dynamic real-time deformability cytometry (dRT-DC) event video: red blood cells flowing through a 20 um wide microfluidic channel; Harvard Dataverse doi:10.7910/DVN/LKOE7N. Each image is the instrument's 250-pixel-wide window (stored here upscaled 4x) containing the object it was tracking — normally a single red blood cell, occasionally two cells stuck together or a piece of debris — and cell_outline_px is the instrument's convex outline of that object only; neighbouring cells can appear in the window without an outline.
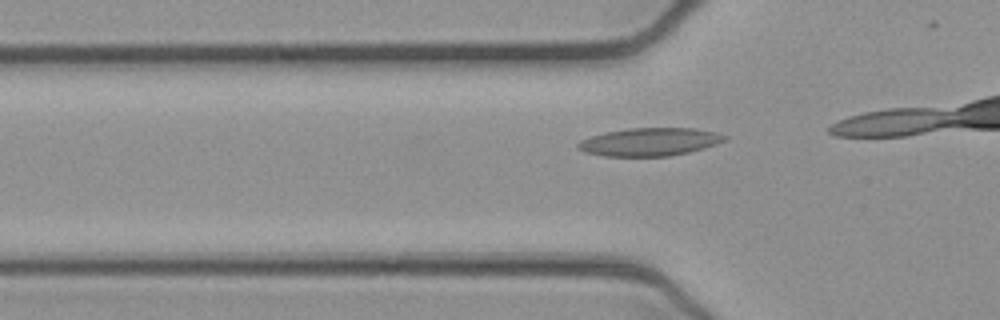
{"species": "common noctule bat (a hibernating species)", "species_latin": "Nyctalus noctula", "temperature_condition": "cold", "stored_images_in_passage": 14, "camera_frame_rate_fps": 3000, "um_per_image_px": 0.085, "animal": {"sex": "female", "body_mass_g": 21.9}, "frame": {"image": 1, "passage_image": 11, "time_ms": 3.333, "image_size_px": [1000, 320], "cell_outline_px": [[728, 136], [724, 140], [716, 144], [704, 148], [688, 152], [668, 156], [604, 156], [584, 152], [576, 148], [576, 144], [580, 140], [604, 132], [628, 128], [696, 128], [716, 132]], "centroid_in_image_um": [55.19, 12.05], "position_along_channel_um": 70.6, "area_um2": 23.99}}